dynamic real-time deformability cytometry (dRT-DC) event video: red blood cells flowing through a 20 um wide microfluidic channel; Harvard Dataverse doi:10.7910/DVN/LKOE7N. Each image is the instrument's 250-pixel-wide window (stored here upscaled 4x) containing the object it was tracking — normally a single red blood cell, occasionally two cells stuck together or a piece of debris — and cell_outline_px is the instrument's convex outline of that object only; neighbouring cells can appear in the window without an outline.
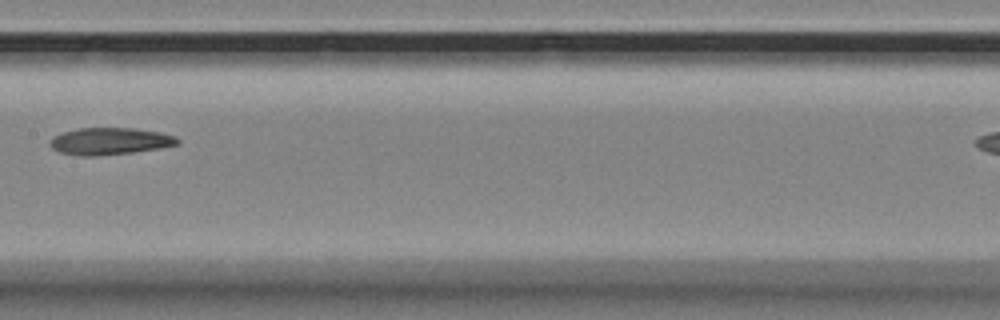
{"species": "Egyptian fruit bat (a non-hibernating species)", "species_latin": "Rousettus aegyptiacus", "temperature_condition": "room temperature", "stored_images_in_passage": 12, "camera_frame_rate_fps": 3000, "um_per_image_px": 0.085, "animal": {"sex": "female"}, "frame": {"image": 1, "passage_image": 6, "time_ms": 1.667, "image_size_px": [1000, 320], "cell_outline_px": [[180, 144], [160, 148], [132, 152], [92, 156], [76, 156], [60, 152], [52, 148], [48, 144], [48, 140], [52, 136], [60, 132], [80, 128], [136, 128], [160, 132], [176, 136], [180, 140]], "centroid_in_image_um": [9.3, 11.99], "position_along_channel_um": 198.1, "area_um2": 20.35}}
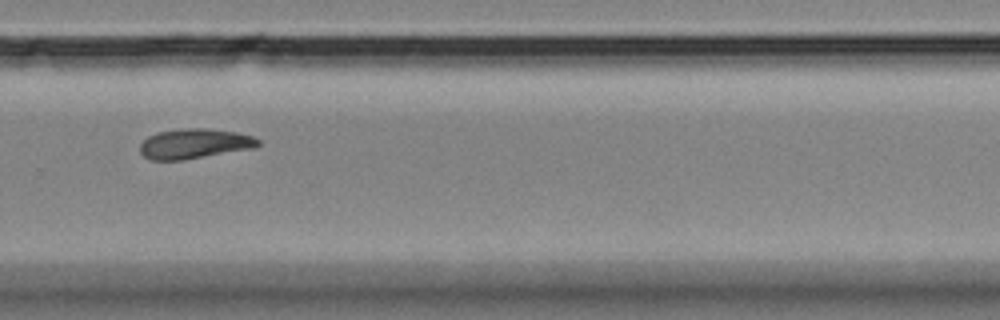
{"frame": {"image": 2, "passage_image": 9, "time_ms": 2.667, "image_size_px": [1000, 320], "cell_outline_px": [[260, 144], [252, 148], [184, 160], [152, 160], [144, 156], [140, 152], [140, 144], [148, 136], [156, 132], [184, 128], [208, 128], [236, 132], [252, 136], [260, 140]], "centroid_in_image_um": [16.5, 12.21], "position_along_channel_um": 313.3, "area_um2": 20.58}}
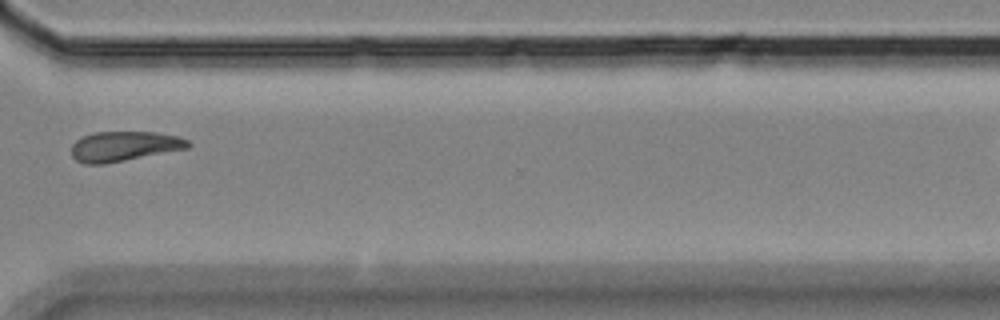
{"frame": {"image": 3, "passage_image": 10, "time_ms": 3.0, "image_size_px": [1000, 320], "cell_outline_px": [[192, 144], [188, 148], [104, 164], [84, 164], [76, 160], [72, 156], [72, 144], [76, 140], [92, 132], [156, 132], [176, 136], [188, 140]], "centroid_in_image_um": [10.53, 12.43], "position_along_channel_um": 360.1, "area_um2": 20.23}}